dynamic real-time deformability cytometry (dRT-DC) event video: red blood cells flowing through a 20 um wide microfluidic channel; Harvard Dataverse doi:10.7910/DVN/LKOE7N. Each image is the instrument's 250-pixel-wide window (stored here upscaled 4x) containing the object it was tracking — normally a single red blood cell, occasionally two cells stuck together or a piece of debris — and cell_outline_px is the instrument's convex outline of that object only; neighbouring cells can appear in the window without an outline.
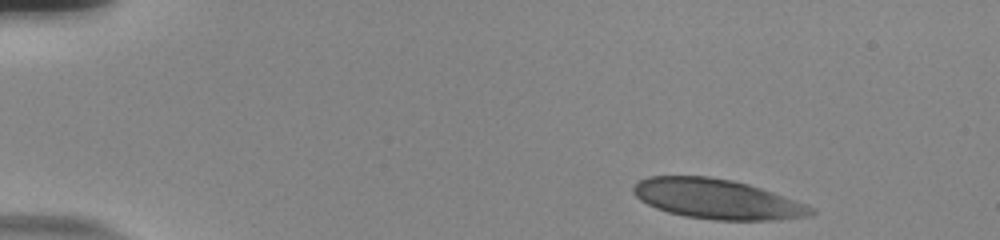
{"species": "human", "species_latin": "Homo sapiens", "temperature_condition": "room temperature", "stored_images_in_passage": 49, "camera_frame_rate_fps": 3000, "um_per_image_px": 0.085, "donor": {"sex": "male"}, "frame": {"image": 1, "passage_image": 1, "time_ms": 0.0, "image_size_px": [1000, 240], "cell_outline_px": [[816, 212], [812, 216], [780, 220], [716, 220], [684, 216], [668, 212], [656, 208], [640, 200], [632, 192], [632, 188], [640, 180], [648, 176], [708, 176], [732, 180], [748, 184], [808, 204], [816, 208]], "centroid_in_image_um": [61.0, 16.93], "position_along_channel_um": 24.0, "area_um2": 41.44}}
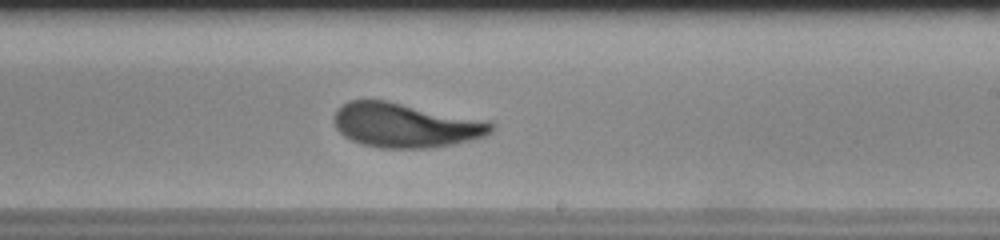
{"frame": {"image": 2, "passage_image": 28, "time_ms": 9.0, "image_size_px": [1000, 240], "cell_outline_px": [[496, 128], [488, 136], [456, 144], [428, 148], [380, 148], [360, 144], [344, 136], [336, 128], [332, 120], [332, 116], [336, 108], [348, 100], [388, 100], [492, 120], [496, 124]], "centroid_in_image_um": [34.53, 10.63], "position_along_channel_um": 254.5, "area_um2": 42.02}}
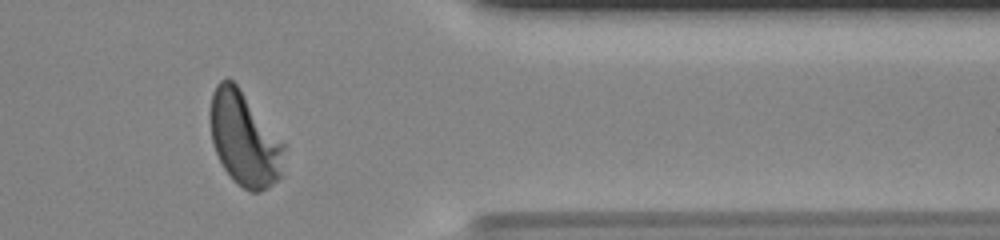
{"frame": {"image": 3, "passage_image": 40, "time_ms": 13.0, "image_size_px": [1000, 240], "cell_outline_px": [[284, 148], [280, 176], [268, 188], [260, 192], [248, 192], [232, 180], [224, 168], [216, 152], [212, 140], [208, 116], [212, 92], [216, 84], [220, 80], [228, 76], [240, 88], [284, 144]], "centroid_in_image_um": [20.72, 11.79], "position_along_channel_um": 390.7, "area_um2": 40.4}, "authors_computed_cell_mechanics": {"area_um2": 41.0958, "velocity_mm_per_s": 3.7086, "shape_relaxation_time_tau1_ms": 4.2482, "shape_relaxation_time_tau2_ms": 1.0502, "deformation_change_tau1": 0.2004, "deformation_change_tau2": 0.0813}}